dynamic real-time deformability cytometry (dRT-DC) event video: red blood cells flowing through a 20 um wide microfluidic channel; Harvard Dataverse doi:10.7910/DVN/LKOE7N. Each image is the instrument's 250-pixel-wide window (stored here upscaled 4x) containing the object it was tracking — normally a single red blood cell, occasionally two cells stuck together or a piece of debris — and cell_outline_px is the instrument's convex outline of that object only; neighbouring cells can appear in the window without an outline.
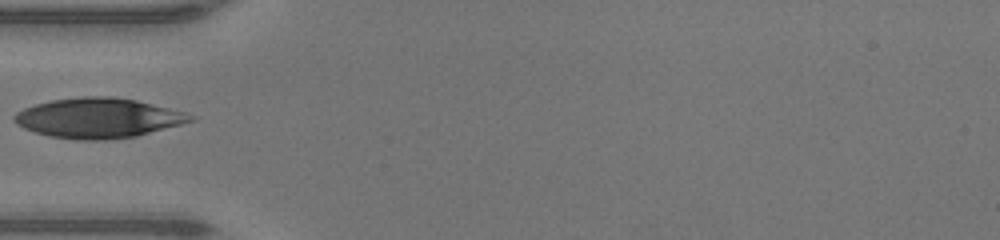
{"species": "human", "species_latin": "Homo sapiens", "temperature_condition": "warm", "stored_images_in_passage": 33, "camera_frame_rate_fps": 3000, "um_per_image_px": 0.085, "donor": {"sex": "male"}, "frame": {"image": 1, "passage_image": 1, "time_ms": 0.0, "image_size_px": [1000, 240], "cell_outline_px": [[196, 120], [136, 136], [104, 140], [76, 140], [52, 136], [36, 132], [24, 128], [16, 124], [12, 120], [12, 116], [16, 112], [24, 108], [36, 104], [52, 100], [84, 96], [112, 96], [136, 100], [184, 112], [196, 116]], "centroid_in_image_um": [8.33, 10.03], "position_along_channel_um": 76.7, "area_um2": 40.86}}
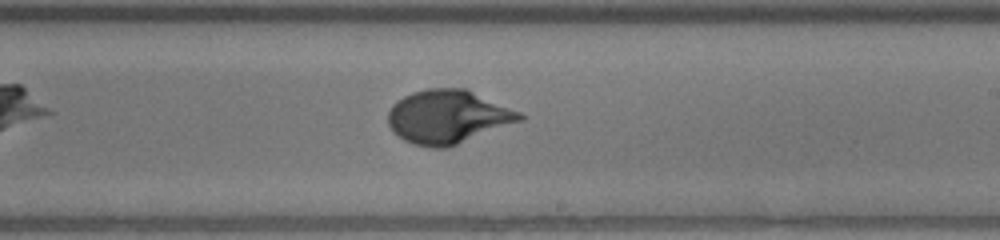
{"frame": {"image": 2, "passage_image": 13, "time_ms": 4.0, "image_size_px": [1000, 240], "cell_outline_px": [[524, 120], [448, 148], [428, 148], [412, 144], [404, 140], [392, 132], [388, 124], [388, 112], [392, 104], [396, 100], [412, 92], [428, 88], [464, 88], [520, 112], [524, 116]], "centroid_in_image_um": [38.04, 9.95], "position_along_channel_um": 251.0, "area_um2": 41.33}}
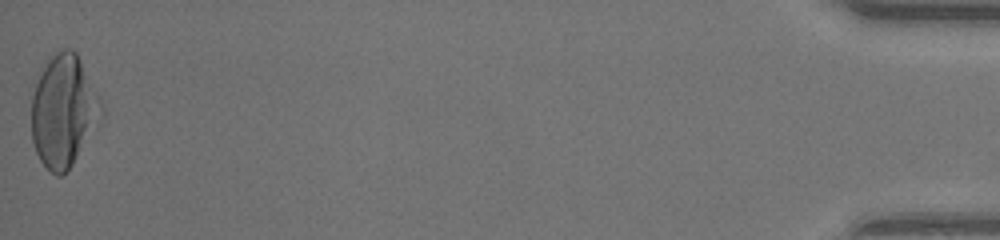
{"frame": {"image": 3, "passage_image": 33, "time_ms": 10.667, "image_size_px": [1000, 240], "cell_outline_px": [[104, 116], [72, 164], [60, 176], [56, 176], [40, 160], [36, 152], [32, 140], [32, 96], [36, 84], [48, 60], [56, 52], [64, 48], [72, 48], [76, 52], [104, 108]], "centroid_in_image_um": [5.42, 9.45], "position_along_channel_um": 429.8, "area_um2": 44.97}}